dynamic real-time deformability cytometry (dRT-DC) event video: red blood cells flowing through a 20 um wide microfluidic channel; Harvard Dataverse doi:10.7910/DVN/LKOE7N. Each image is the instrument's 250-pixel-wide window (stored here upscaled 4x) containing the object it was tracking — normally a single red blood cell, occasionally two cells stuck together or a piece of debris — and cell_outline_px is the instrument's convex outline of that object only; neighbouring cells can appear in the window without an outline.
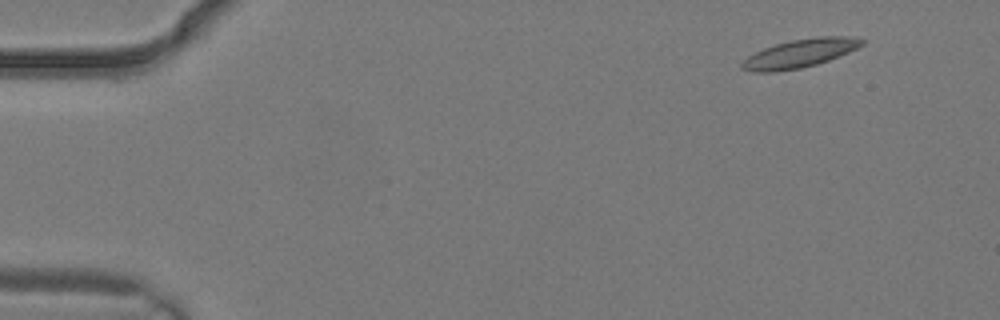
{"species": "common noctule bat (a hibernating species)", "species_latin": "Nyctalus noctula", "temperature_condition": "warm", "stored_images_in_passage": 2, "camera_frame_rate_fps": 3000, "um_per_image_px": 0.085, "animal": {"sex": "male", "body_mass_g": 19.2, "forearm_length_mm": 51.8}, "frame": {"image": 1, "passage_image": 1, "time_ms": 0.0, "image_size_px": [1000, 320], "cell_outline_px": [[864, 44], [848, 52], [828, 60], [816, 64], [800, 68], [776, 72], [752, 72], [740, 68], [740, 64], [748, 56], [764, 48], [776, 44], [792, 40], [820, 36], [852, 36], [864, 40]], "centroid_in_image_um": [67.97, 4.54], "position_along_channel_um": 17.0, "area_um2": 19.71}}